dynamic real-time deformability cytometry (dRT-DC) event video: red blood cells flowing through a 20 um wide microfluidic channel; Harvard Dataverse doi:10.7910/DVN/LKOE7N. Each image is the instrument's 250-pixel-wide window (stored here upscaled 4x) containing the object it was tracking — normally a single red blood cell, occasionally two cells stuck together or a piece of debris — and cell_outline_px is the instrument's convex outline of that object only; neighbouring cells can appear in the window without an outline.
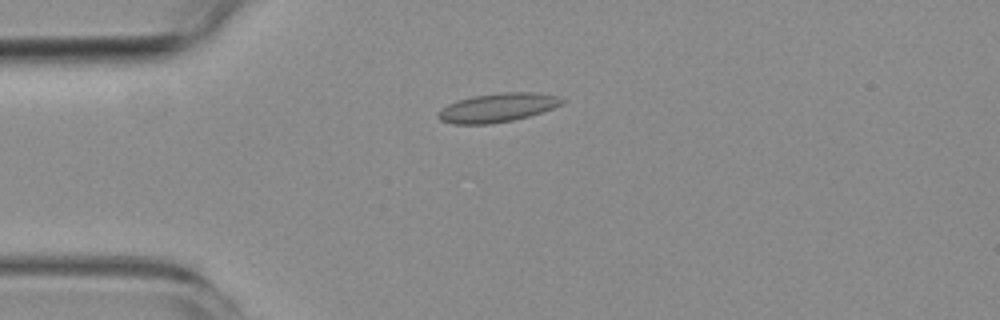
{"species": "common noctule bat (a hibernating species)", "species_latin": "Nyctalus noctula", "temperature_condition": "room temperature", "stored_images_in_passage": 7, "camera_frame_rate_fps": 3000, "um_per_image_px": 0.085, "animal": {"sex": "female", "body_mass_g": 19.3, "forearm_length_mm": 54.1}, "frame": {"image": 1, "passage_image": 4, "time_ms": 4.333, "image_size_px": [1000, 320], "cell_outline_px": [[564, 100], [560, 104], [552, 108], [528, 116], [512, 120], [488, 124], [452, 124], [440, 120], [436, 116], [436, 112], [448, 104], [456, 100], [472, 96], [500, 92], [540, 92], [556, 96]], "centroid_in_image_um": [42.22, 9.14], "position_along_channel_um": 42.8, "area_um2": 20.81}}
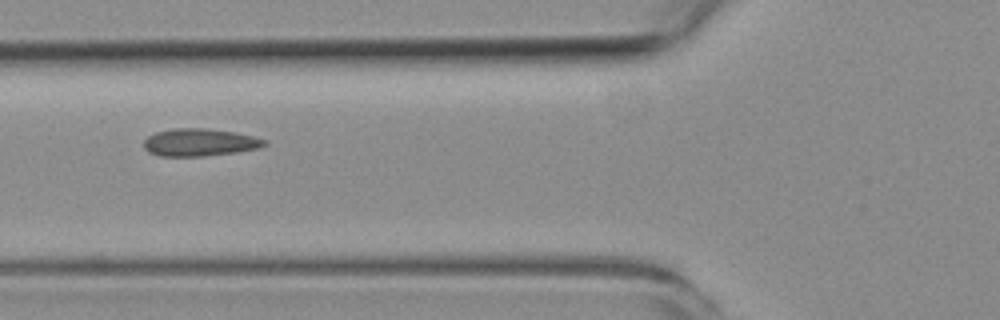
{"frame": {"image": 2, "passage_image": 6, "time_ms": 6.667, "image_size_px": [1000, 320], "cell_outline_px": [[268, 144], [260, 148], [236, 152], [204, 156], [160, 156], [148, 152], [144, 148], [144, 140], [148, 136], [156, 132], [172, 128], [204, 128], [236, 132], [268, 140]], "centroid_in_image_um": [16.99, 12.1], "position_along_channel_um": 108.8, "area_um2": 19.48}}
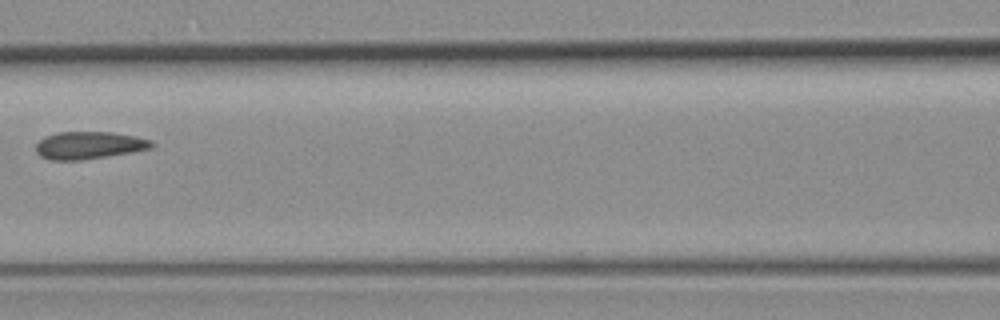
{"frame": {"image": 3, "passage_image": 7, "time_ms": 8.0, "image_size_px": [1000, 320], "cell_outline_px": [[156, 144], [152, 148], [132, 152], [84, 160], [48, 160], [40, 156], [36, 152], [36, 144], [44, 136], [56, 132], [112, 132], [136, 136], [152, 140]], "centroid_in_image_um": [7.57, 12.35], "position_along_channel_um": 159.0, "area_um2": 18.79}}